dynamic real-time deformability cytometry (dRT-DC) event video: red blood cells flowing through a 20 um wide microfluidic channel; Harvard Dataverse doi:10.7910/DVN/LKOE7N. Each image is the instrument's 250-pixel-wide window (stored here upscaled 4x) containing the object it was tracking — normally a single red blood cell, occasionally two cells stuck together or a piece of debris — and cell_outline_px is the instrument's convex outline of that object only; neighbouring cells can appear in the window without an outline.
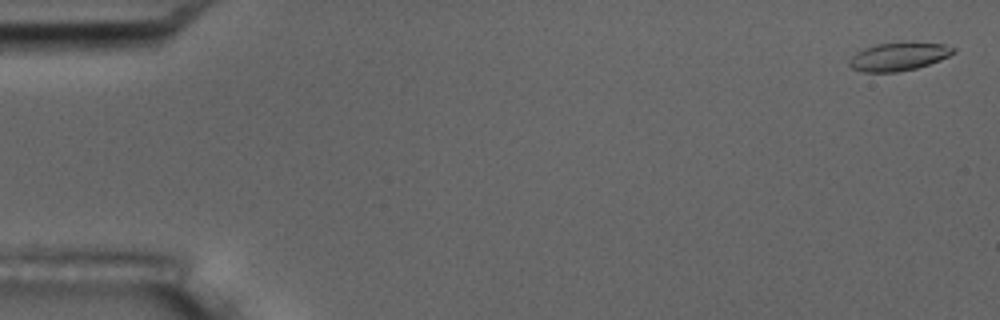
{"species": "common noctule bat (a hibernating species)", "species_latin": "Nyctalus noctula", "temperature_condition": "room temperature", "stored_images_in_passage": 4, "camera_frame_rate_fps": 3000, "um_per_image_px": 0.085, "animal": {"sex": "male", "body_mass_g": 17.5, "forearm_length_mm": 52.3}, "frame": {"image": 1, "passage_image": 1, "time_ms": 0.0, "image_size_px": [1000, 320], "cell_outline_px": [[956, 52], [940, 60], [916, 68], [896, 72], [864, 72], [852, 68], [848, 64], [848, 60], [856, 52], [864, 48], [876, 44], [944, 44], [956, 48]], "centroid_in_image_um": [76.35, 4.84], "position_along_channel_um": 8.7, "area_um2": 16.59}}